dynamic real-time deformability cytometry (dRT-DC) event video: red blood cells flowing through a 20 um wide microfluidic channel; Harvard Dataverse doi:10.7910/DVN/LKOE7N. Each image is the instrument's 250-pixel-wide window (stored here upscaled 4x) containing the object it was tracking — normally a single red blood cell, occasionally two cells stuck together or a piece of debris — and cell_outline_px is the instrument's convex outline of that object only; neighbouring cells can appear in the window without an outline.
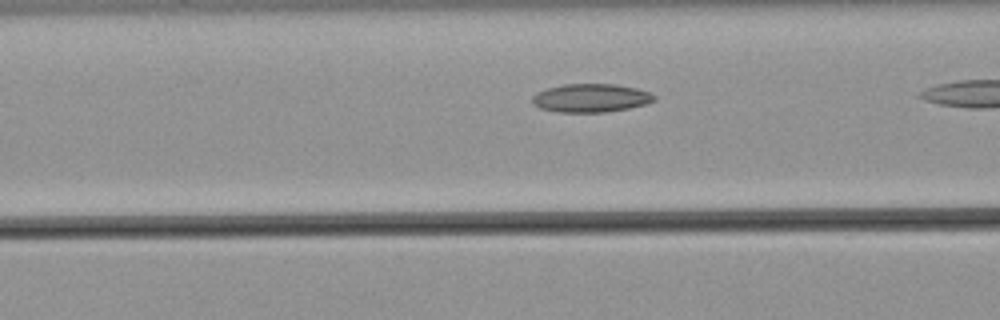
{"species": "common noctule bat (a hibernating species)", "species_latin": "Nyctalus noctula", "temperature_condition": "warm", "stored_images_in_passage": 8, "camera_frame_rate_fps": 3000, "um_per_image_px": 0.085, "animal": {"sex": "male", "body_mass_g": 21.5, "forearm_length_mm": 52.0}, "frame": {"image": 1, "passage_image": 7, "time_ms": 2.0, "image_size_px": [1000, 320], "cell_outline_px": [[656, 100], [648, 104], [628, 108], [604, 112], [556, 112], [540, 108], [532, 104], [532, 96], [536, 92], [548, 88], [564, 84], [612, 84], [636, 88], [648, 92], [656, 96]], "centroid_in_image_um": [50.21, 8.33], "position_along_channel_um": 116.4, "area_um2": 20.23}}